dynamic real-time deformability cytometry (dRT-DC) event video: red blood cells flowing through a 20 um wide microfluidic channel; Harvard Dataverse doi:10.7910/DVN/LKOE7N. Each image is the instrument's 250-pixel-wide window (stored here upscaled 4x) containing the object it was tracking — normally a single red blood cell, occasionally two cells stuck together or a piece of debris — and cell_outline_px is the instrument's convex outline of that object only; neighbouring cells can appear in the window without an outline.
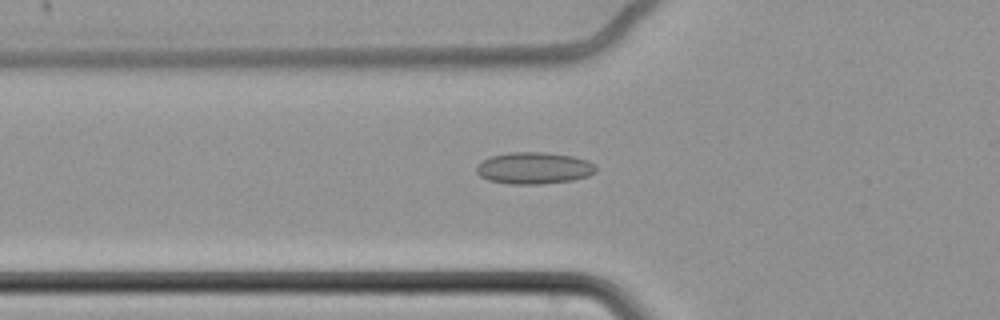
{"species": "common noctule bat (a hibernating species)", "species_latin": "Nyctalus noctula", "temperature_condition": "cold", "stored_images_in_passage": 63, "camera_frame_rate_fps": 3000, "um_per_image_px": 0.085, "animal": {"sex": "female", "body_mass_g": 22.7, "forearm_length_mm": 54.2}, "frame": {"image": 1, "passage_image": 25, "time_ms": 8.0, "image_size_px": [1000, 320], "cell_outline_px": [[596, 172], [588, 176], [572, 180], [544, 184], [508, 184], [488, 180], [480, 176], [476, 172], [476, 164], [492, 156], [508, 152], [544, 152], [572, 156], [588, 160], [596, 168]], "centroid_in_image_um": [45.37, 14.29], "position_along_channel_um": 80.4, "area_um2": 22.2}}
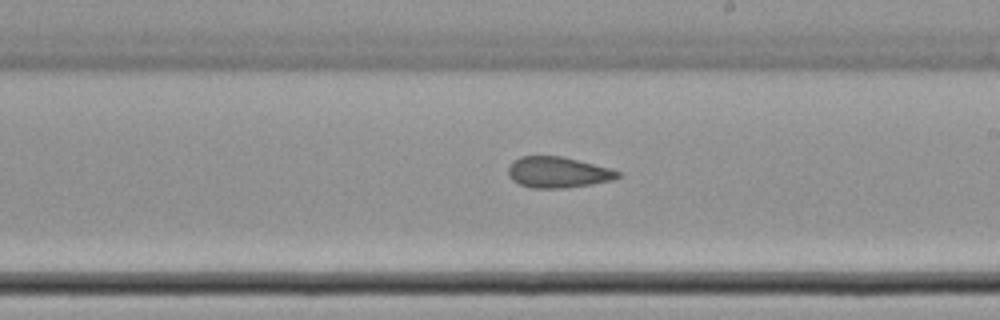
{"frame": {"image": 2, "passage_image": 39, "time_ms": 12.667, "image_size_px": [1000, 320], "cell_outline_px": [[620, 176], [612, 180], [592, 184], [564, 188], [532, 188], [520, 184], [512, 180], [508, 176], [508, 168], [512, 160], [520, 156], [560, 156], [608, 168], [620, 172]], "centroid_in_image_um": [47.36, 14.65], "position_along_channel_um": 241.6, "area_um2": 19.59}}
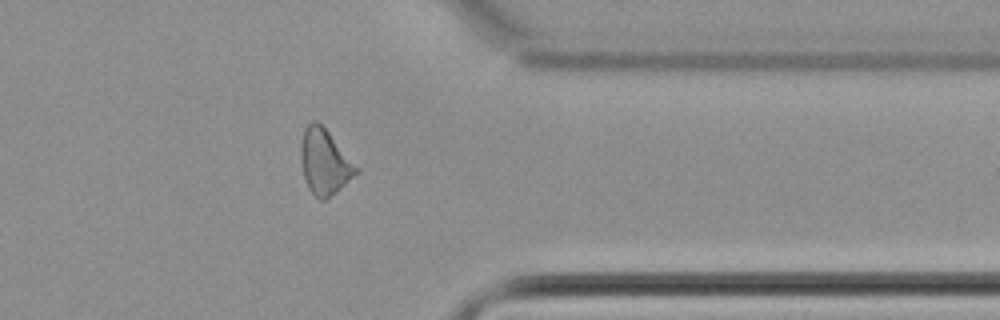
{"frame": {"image": 3, "passage_image": 52, "time_ms": 17.0, "image_size_px": [1000, 320], "cell_outline_px": [[360, 172], [336, 192], [324, 200], [320, 200], [308, 188], [304, 176], [300, 160], [300, 144], [304, 128], [312, 120], [316, 120], [328, 132], [360, 168]], "centroid_in_image_um": [27.59, 13.76], "position_along_channel_um": 383.8, "area_um2": 21.1}, "authors_computed_cell_mechanics": {"area_um2": 21.2126, "velocity_mm_per_s": 3.4613, "shape_relaxation_time_tau1_ms": null, "shape_relaxation_time_tau2_ms": 3.2402, "deformation_change_tau1": null, "deformation_change_tau2": 0.0977}}